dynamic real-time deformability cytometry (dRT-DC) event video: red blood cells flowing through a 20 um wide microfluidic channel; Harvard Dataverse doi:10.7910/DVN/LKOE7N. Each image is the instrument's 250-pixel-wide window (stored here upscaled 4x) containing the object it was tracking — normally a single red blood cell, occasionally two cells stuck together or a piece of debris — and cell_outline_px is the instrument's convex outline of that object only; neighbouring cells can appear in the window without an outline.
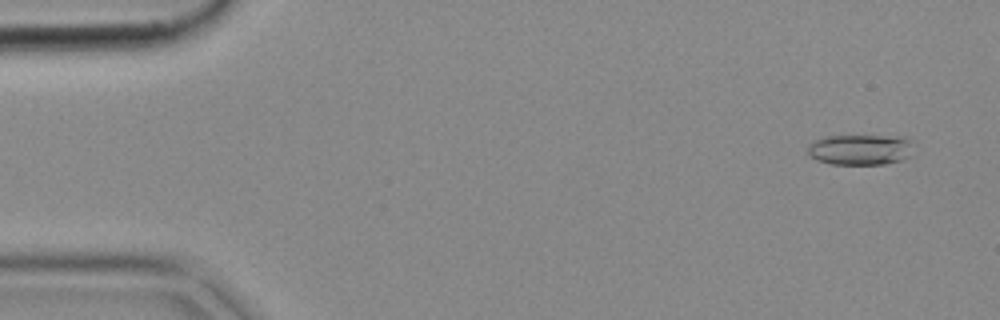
{"species": "common noctule bat (a hibernating species)", "species_latin": "Nyctalus noctula", "temperature_condition": "cold", "stored_images_in_passage": 20, "camera_frame_rate_fps": 3000, "um_per_image_px": 0.085, "animal": {"sex": "female", "body_mass_g": 18.4}, "frame": {"image": 1, "passage_image": 3, "time_ms": 0.667, "image_size_px": [1000, 320], "cell_outline_px": [[912, 156], [904, 160], [884, 164], [832, 164], [816, 160], [808, 156], [808, 144], [812, 140], [824, 136], [908, 136], [912, 140]], "centroid_in_image_um": [73.15, 12.71], "position_along_channel_um": 11.8, "area_um2": 19.42}}
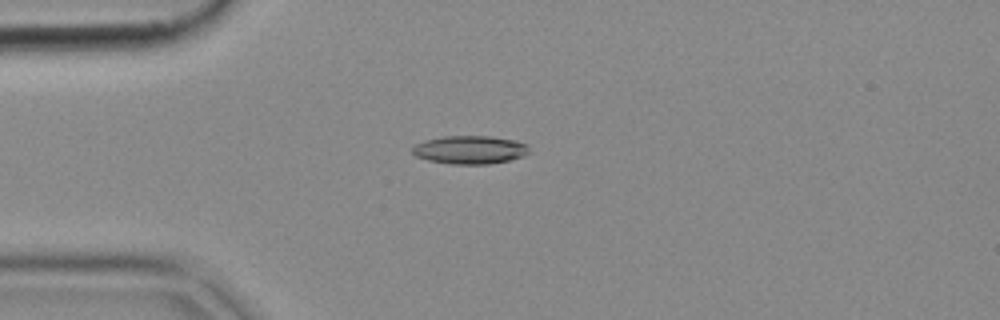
{"frame": {"image": 2, "passage_image": 13, "time_ms": 4.0, "image_size_px": [1000, 320], "cell_outline_px": [[528, 152], [524, 156], [508, 160], [488, 164], [452, 164], [428, 160], [416, 156], [412, 152], [412, 148], [416, 144], [424, 140], [444, 136], [492, 136], [516, 140], [528, 144]], "centroid_in_image_um": [39.95, 12.72], "position_along_channel_um": 45.0, "area_um2": 19.25}}
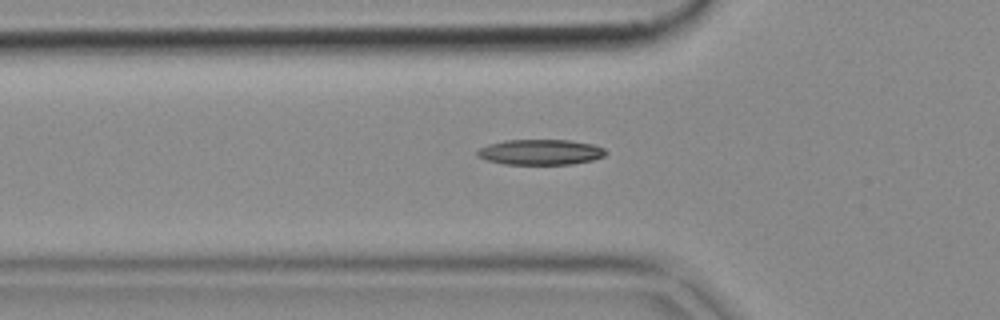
{"frame": {"image": 3, "passage_image": 17, "time_ms": 5.333, "image_size_px": [1000, 320], "cell_outline_px": [[608, 152], [604, 156], [592, 160], [572, 164], [504, 164], [488, 160], [476, 156], [476, 152], [480, 148], [488, 144], [504, 140], [568, 140], [592, 144], [604, 148]], "centroid_in_image_um": [45.93, 12.92], "position_along_channel_um": 79.9, "area_um2": 19.02}}